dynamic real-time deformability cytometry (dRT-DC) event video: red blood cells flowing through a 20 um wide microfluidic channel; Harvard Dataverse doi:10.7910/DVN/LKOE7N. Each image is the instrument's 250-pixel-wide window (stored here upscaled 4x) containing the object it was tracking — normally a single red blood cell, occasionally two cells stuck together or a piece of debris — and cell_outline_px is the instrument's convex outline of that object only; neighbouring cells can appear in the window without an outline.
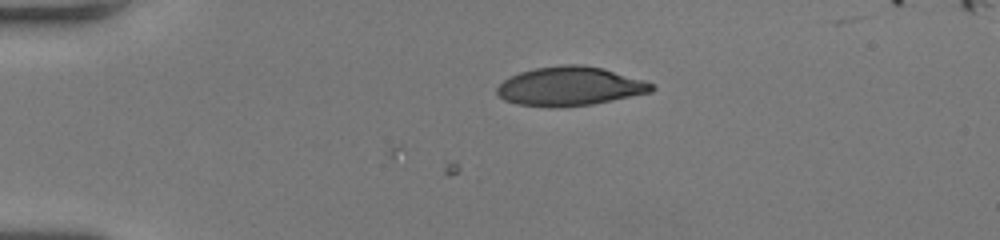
{"species": "human", "species_latin": "Homo sapiens", "temperature_condition": "room temperature", "stored_images_in_passage": 14, "camera_frame_rate_fps": 3000, "um_per_image_px": 0.085, "donor": {"sex": "female"}, "frame": {"image": 1, "passage_image": 1, "time_ms": 0.0, "image_size_px": [1000, 240], "cell_outline_px": [[656, 88], [652, 92], [592, 104], [560, 108], [548, 108], [516, 104], [504, 100], [496, 96], [496, 88], [504, 80], [520, 72], [536, 68], [564, 64], [584, 64], [604, 68], [644, 80], [652, 84]], "centroid_in_image_um": [48.42, 7.34], "position_along_channel_um": 36.6, "area_um2": 35.49}}
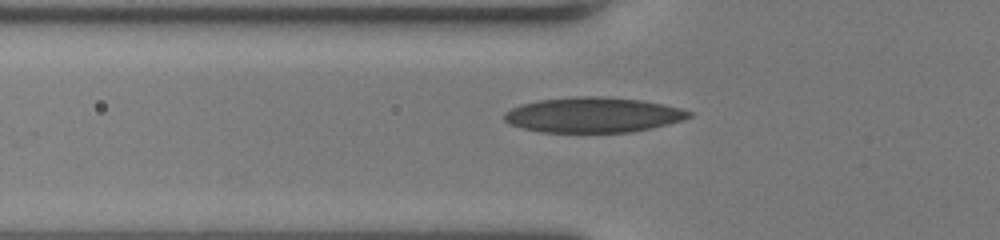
{"frame": {"image": 2, "passage_image": 10, "time_ms": 3.0, "image_size_px": [1000, 240], "cell_outline_px": [[692, 116], [684, 120], [652, 128], [632, 132], [540, 132], [508, 124], [504, 120], [504, 112], [520, 104], [536, 100], [576, 96], [600, 96], [640, 100], [664, 104], [680, 108], [692, 112]], "centroid_in_image_um": [50.4, 9.76], "position_along_channel_um": 75.4, "area_um2": 38.09}}
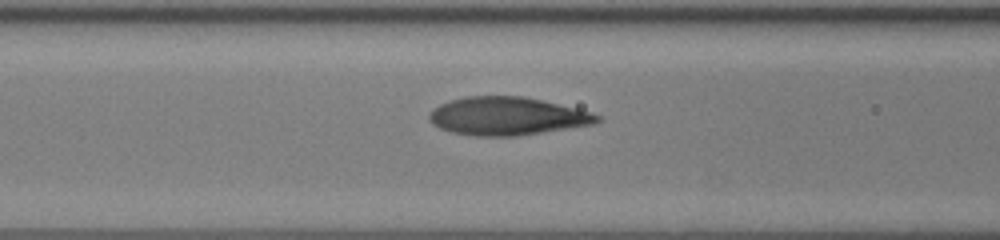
{"frame": {"image": 3, "passage_image": 14, "time_ms": 4.333, "image_size_px": [1000, 240], "cell_outline_px": [[600, 120], [596, 124], [516, 136], [476, 136], [452, 132], [440, 128], [432, 124], [428, 120], [428, 116], [432, 108], [448, 100], [464, 96], [524, 96], [576, 108], [592, 112], [600, 116]], "centroid_in_image_um": [43.08, 9.87], "position_along_channel_um": 123.5, "area_um2": 37.45}}